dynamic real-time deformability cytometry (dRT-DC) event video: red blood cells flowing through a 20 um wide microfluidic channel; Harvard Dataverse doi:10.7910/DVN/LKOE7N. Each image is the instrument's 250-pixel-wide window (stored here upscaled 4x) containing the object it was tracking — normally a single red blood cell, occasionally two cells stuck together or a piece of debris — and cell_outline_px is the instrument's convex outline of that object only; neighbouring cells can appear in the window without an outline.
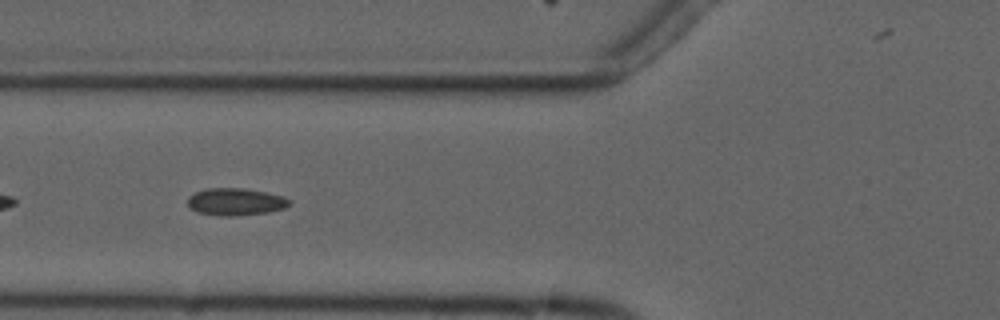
{"species": "common noctule bat (a hibernating species)", "species_latin": "Nyctalus noctula", "temperature_condition": "cold", "stored_images_in_passage": 6, "camera_frame_rate_fps": 3000, "um_per_image_px": 0.085, "animal": {"sex": "male", "forearm_length_mm": 52.5}, "frame": {"image": 1, "passage_image": 6, "time_ms": 6.0, "image_size_px": [1000, 320], "cell_outline_px": [[292, 204], [284, 208], [268, 212], [232, 216], [220, 216], [196, 212], [188, 204], [188, 196], [196, 192], [208, 188], [244, 188], [264, 192], [280, 196], [288, 200]], "centroid_in_image_um": [19.99, 17.15], "position_along_channel_um": 105.8, "area_um2": 15.95}}